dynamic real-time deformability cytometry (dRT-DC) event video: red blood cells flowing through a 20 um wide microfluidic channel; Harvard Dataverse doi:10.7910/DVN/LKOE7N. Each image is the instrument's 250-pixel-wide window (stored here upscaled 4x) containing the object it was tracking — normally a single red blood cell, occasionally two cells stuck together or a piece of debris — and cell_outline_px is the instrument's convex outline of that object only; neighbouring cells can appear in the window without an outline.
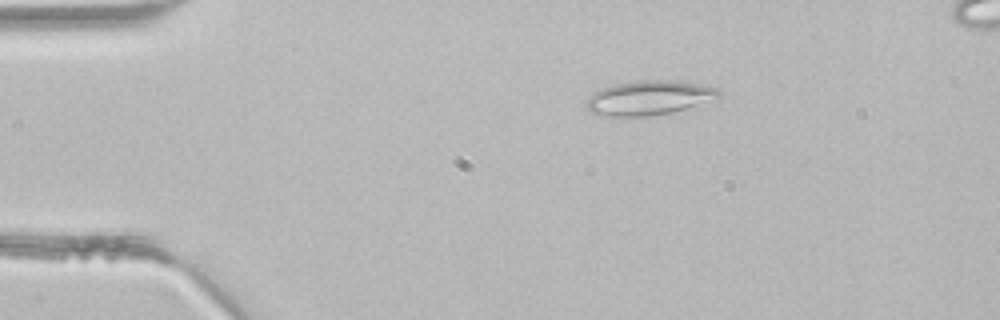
{"species": "common noctule bat (a hibernating species)", "species_latin": "Nyctalus noctula", "temperature_condition": "room temperature", "stored_images_in_passage": 3, "camera_frame_rate_fps": 3000, "um_per_image_px": 0.085, "animal": {"sex": "male", "body_mass_g": 21.5, "forearm_length_mm": 52.0}, "frame": {"image": 1, "passage_image": 1, "time_ms": 0.0, "image_size_px": [1000, 320], "cell_outline_px": [[720, 96], [672, 112], [652, 116], [600, 116], [588, 112], [584, 108], [588, 96], [600, 88], [616, 84], [640, 80], [664, 80], [696, 84], [716, 88], [720, 92]], "centroid_in_image_um": [55.01, 8.33], "position_along_channel_um": 30.0, "area_um2": 26.24}}